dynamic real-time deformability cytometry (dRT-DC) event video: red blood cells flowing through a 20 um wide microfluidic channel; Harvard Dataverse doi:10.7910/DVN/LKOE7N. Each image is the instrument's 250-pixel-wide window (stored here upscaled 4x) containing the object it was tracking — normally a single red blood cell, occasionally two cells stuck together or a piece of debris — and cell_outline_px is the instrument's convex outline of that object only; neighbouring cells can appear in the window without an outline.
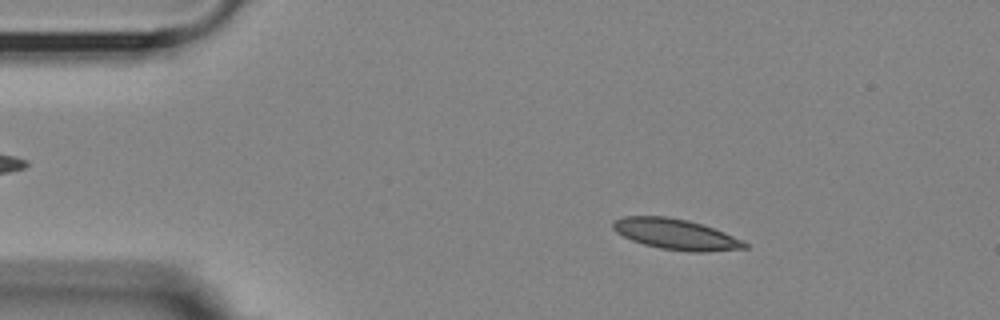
{"species": "Egyptian fruit bat (a non-hibernating species)", "species_latin": "Rousettus aegyptiacus", "temperature_condition": "room temperature", "stored_images_in_passage": 54, "camera_frame_rate_fps": 3000, "um_per_image_px": 0.085, "animal": {"sex": "female"}, "frame": {"image": 1, "passage_image": 8, "time_ms": 2.333, "image_size_px": [1000, 320], "cell_outline_px": [[748, 248], [704, 252], [688, 252], [660, 248], [644, 244], [632, 240], [616, 232], [612, 228], [612, 220], [624, 216], [668, 216], [688, 220], [724, 232], [744, 240], [748, 244]], "centroid_in_image_um": [57.44, 19.91], "position_along_channel_um": 27.6, "area_um2": 23.58}}
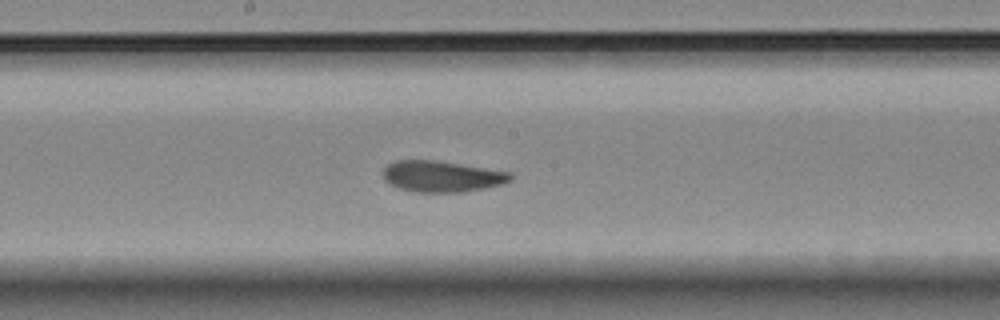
{"frame": {"image": 2, "passage_image": 28, "time_ms": 9.0, "image_size_px": [1000, 320], "cell_outline_px": [[512, 180], [504, 184], [464, 192], [416, 192], [400, 188], [384, 180], [384, 168], [388, 164], [396, 160], [432, 160], [512, 172]], "centroid_in_image_um": [37.59, 15.0], "position_along_channel_um": 210.6, "area_um2": 22.95}}
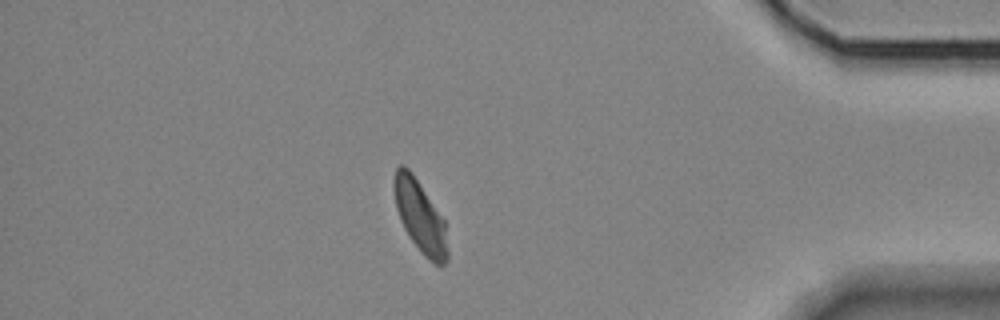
{"frame": {"image": 3, "passage_image": 47, "time_ms": 15.333, "image_size_px": [1000, 320], "cell_outline_px": [[448, 260], [444, 264], [436, 264], [428, 260], [424, 256], [412, 240], [404, 228], [400, 220], [396, 208], [392, 188], [392, 180], [396, 168], [400, 164], [404, 164], [412, 172], [444, 220], [448, 248]], "centroid_in_image_um": [35.68, 18.37], "position_along_channel_um": 399.5, "area_um2": 22.48}, "authors_computed_cell_mechanics": {"area_um2": 23.0911, "velocity_mm_per_s": 3.567, "shape_relaxation_time_tau1_ms": 5.7214, "shape_relaxation_time_tau2_ms": 2.6016, "deformation_change_tau1": 0.149, "deformation_change_tau2": 0.0674}}